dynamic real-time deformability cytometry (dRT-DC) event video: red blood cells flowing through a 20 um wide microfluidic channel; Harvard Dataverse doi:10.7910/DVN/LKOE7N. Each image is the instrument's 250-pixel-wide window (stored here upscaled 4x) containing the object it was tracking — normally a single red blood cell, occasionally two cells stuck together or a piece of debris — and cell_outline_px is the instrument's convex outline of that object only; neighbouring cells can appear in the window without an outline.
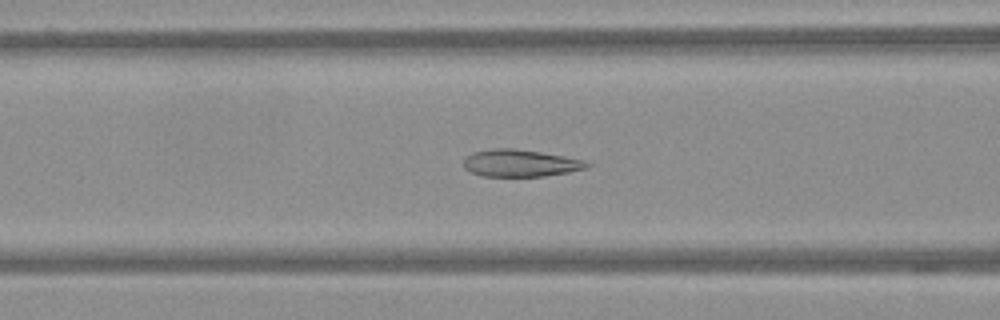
{"species": "Egyptian fruit bat (a non-hibernating species)", "species_latin": "Rousettus aegyptiacus", "temperature_condition": "warm", "stored_images_in_passage": 58, "camera_frame_rate_fps": 3000, "um_per_image_px": 0.085, "frame": {"image": 1, "passage_image": 24, "time_ms": 7.667, "image_size_px": [1000, 320], "cell_outline_px": [[592, 164], [588, 168], [568, 172], [544, 176], [484, 176], [472, 172], [464, 168], [464, 156], [472, 152], [492, 148], [512, 148], [540, 152], [564, 156], [584, 160]], "centroid_in_image_um": [44.22, 13.86], "position_along_channel_um": 122.4, "area_um2": 19.54}}
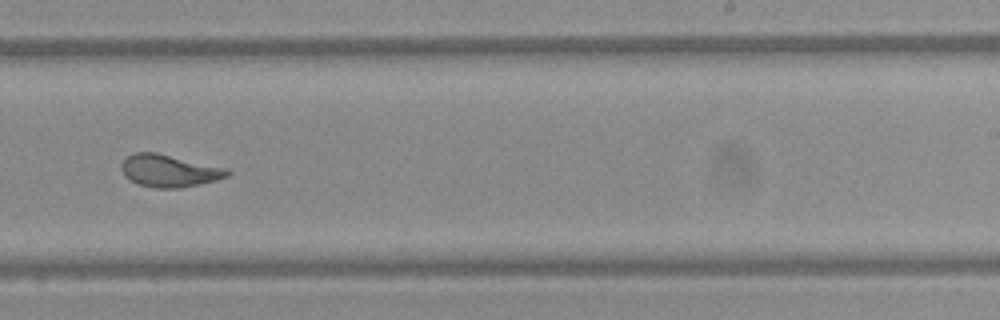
{"frame": {"image": 2, "passage_image": 37, "time_ms": 12.0, "image_size_px": [1000, 320], "cell_outline_px": [[232, 172], [228, 176], [216, 180], [180, 188], [156, 188], [140, 184], [124, 176], [120, 168], [120, 164], [128, 156], [136, 152], [156, 152], [228, 168]], "centroid_in_image_um": [14.4, 14.51], "position_along_channel_um": 274.6, "area_um2": 19.94}}
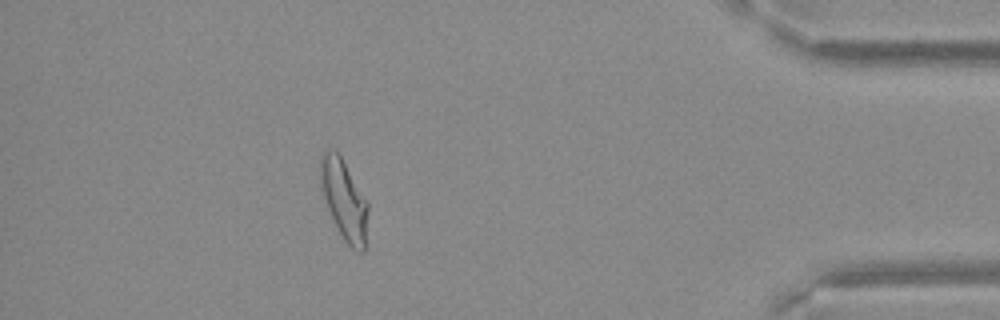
{"frame": {"image": 3, "passage_image": 52, "time_ms": 17.0, "image_size_px": [1000, 320], "cell_outline_px": [[368, 208], [364, 252], [356, 252], [344, 240], [328, 208], [320, 188], [320, 156], [328, 148], [332, 148], [340, 156], [368, 200]], "centroid_in_image_um": [29.25, 16.95], "position_along_channel_um": 406.0, "area_um2": 22.02}}